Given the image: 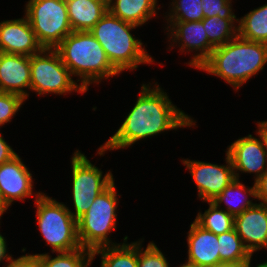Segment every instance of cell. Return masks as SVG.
Masks as SVG:
<instances>
[{"label":"cell","instance_id":"cell-37","mask_svg":"<svg viewBox=\"0 0 267 267\" xmlns=\"http://www.w3.org/2000/svg\"><path fill=\"white\" fill-rule=\"evenodd\" d=\"M8 209V206L6 205L5 201L3 200L1 193H0V218L3 215V213ZM1 220V219H0Z\"/></svg>","mask_w":267,"mask_h":267},{"label":"cell","instance_id":"cell-15","mask_svg":"<svg viewBox=\"0 0 267 267\" xmlns=\"http://www.w3.org/2000/svg\"><path fill=\"white\" fill-rule=\"evenodd\" d=\"M234 228L251 254L267 248V205L256 203L235 216Z\"/></svg>","mask_w":267,"mask_h":267},{"label":"cell","instance_id":"cell-27","mask_svg":"<svg viewBox=\"0 0 267 267\" xmlns=\"http://www.w3.org/2000/svg\"><path fill=\"white\" fill-rule=\"evenodd\" d=\"M202 0H173L168 22L201 21L204 18Z\"/></svg>","mask_w":267,"mask_h":267},{"label":"cell","instance_id":"cell-33","mask_svg":"<svg viewBox=\"0 0 267 267\" xmlns=\"http://www.w3.org/2000/svg\"><path fill=\"white\" fill-rule=\"evenodd\" d=\"M0 133V165L11 160L17 153L10 147V145L3 139Z\"/></svg>","mask_w":267,"mask_h":267},{"label":"cell","instance_id":"cell-1","mask_svg":"<svg viewBox=\"0 0 267 267\" xmlns=\"http://www.w3.org/2000/svg\"><path fill=\"white\" fill-rule=\"evenodd\" d=\"M135 106L116 133L101 145L98 154L105 151L128 148L135 142L166 130L192 127L196 121L173 105L167 93L155 83L150 88L143 84Z\"/></svg>","mask_w":267,"mask_h":267},{"label":"cell","instance_id":"cell-7","mask_svg":"<svg viewBox=\"0 0 267 267\" xmlns=\"http://www.w3.org/2000/svg\"><path fill=\"white\" fill-rule=\"evenodd\" d=\"M25 16L43 48L54 49L72 33L65 0H29Z\"/></svg>","mask_w":267,"mask_h":267},{"label":"cell","instance_id":"cell-38","mask_svg":"<svg viewBox=\"0 0 267 267\" xmlns=\"http://www.w3.org/2000/svg\"><path fill=\"white\" fill-rule=\"evenodd\" d=\"M35 267H47L39 258L35 255Z\"/></svg>","mask_w":267,"mask_h":267},{"label":"cell","instance_id":"cell-5","mask_svg":"<svg viewBox=\"0 0 267 267\" xmlns=\"http://www.w3.org/2000/svg\"><path fill=\"white\" fill-rule=\"evenodd\" d=\"M36 217L39 230L53 252H70L81 248L77 220L69 208L44 193H36Z\"/></svg>","mask_w":267,"mask_h":267},{"label":"cell","instance_id":"cell-11","mask_svg":"<svg viewBox=\"0 0 267 267\" xmlns=\"http://www.w3.org/2000/svg\"><path fill=\"white\" fill-rule=\"evenodd\" d=\"M255 138L251 134L234 141L228 146L227 154L230 157L234 175L239 179V173H256L257 181L267 171V151L263 139Z\"/></svg>","mask_w":267,"mask_h":267},{"label":"cell","instance_id":"cell-10","mask_svg":"<svg viewBox=\"0 0 267 267\" xmlns=\"http://www.w3.org/2000/svg\"><path fill=\"white\" fill-rule=\"evenodd\" d=\"M225 160L227 165L182 159L198 187V196L203 201H212L235 179L234 169L227 152Z\"/></svg>","mask_w":267,"mask_h":267},{"label":"cell","instance_id":"cell-8","mask_svg":"<svg viewBox=\"0 0 267 267\" xmlns=\"http://www.w3.org/2000/svg\"><path fill=\"white\" fill-rule=\"evenodd\" d=\"M30 71V90L37 92V95L86 92L81 84L72 79L70 70L63 64L55 49L44 48L30 56Z\"/></svg>","mask_w":267,"mask_h":267},{"label":"cell","instance_id":"cell-25","mask_svg":"<svg viewBox=\"0 0 267 267\" xmlns=\"http://www.w3.org/2000/svg\"><path fill=\"white\" fill-rule=\"evenodd\" d=\"M201 21L208 41L214 48L226 44L238 35V26H234L238 19H222L217 15L203 18Z\"/></svg>","mask_w":267,"mask_h":267},{"label":"cell","instance_id":"cell-12","mask_svg":"<svg viewBox=\"0 0 267 267\" xmlns=\"http://www.w3.org/2000/svg\"><path fill=\"white\" fill-rule=\"evenodd\" d=\"M43 49L26 16L0 22V52L32 56Z\"/></svg>","mask_w":267,"mask_h":267},{"label":"cell","instance_id":"cell-21","mask_svg":"<svg viewBox=\"0 0 267 267\" xmlns=\"http://www.w3.org/2000/svg\"><path fill=\"white\" fill-rule=\"evenodd\" d=\"M93 259L101 254L100 267H138V241L110 245L92 251Z\"/></svg>","mask_w":267,"mask_h":267},{"label":"cell","instance_id":"cell-36","mask_svg":"<svg viewBox=\"0 0 267 267\" xmlns=\"http://www.w3.org/2000/svg\"><path fill=\"white\" fill-rule=\"evenodd\" d=\"M249 264H235L230 262H219L210 267H247Z\"/></svg>","mask_w":267,"mask_h":267},{"label":"cell","instance_id":"cell-20","mask_svg":"<svg viewBox=\"0 0 267 267\" xmlns=\"http://www.w3.org/2000/svg\"><path fill=\"white\" fill-rule=\"evenodd\" d=\"M241 193H243L242 198ZM248 197H253L255 200V183L253 187L246 188V186L242 184L239 179L235 178L217 197L212 200V202H214L218 207H221L222 202H225L227 206L226 211L235 217L241 214L244 210L255 205V203H253L252 200L250 201ZM233 198L236 199V202H239V205H235V200Z\"/></svg>","mask_w":267,"mask_h":267},{"label":"cell","instance_id":"cell-22","mask_svg":"<svg viewBox=\"0 0 267 267\" xmlns=\"http://www.w3.org/2000/svg\"><path fill=\"white\" fill-rule=\"evenodd\" d=\"M238 23L241 38L267 44V4L250 11Z\"/></svg>","mask_w":267,"mask_h":267},{"label":"cell","instance_id":"cell-13","mask_svg":"<svg viewBox=\"0 0 267 267\" xmlns=\"http://www.w3.org/2000/svg\"><path fill=\"white\" fill-rule=\"evenodd\" d=\"M171 31L168 35L172 42H178L180 44V50L186 51H199L198 54H194V57L189 61L188 65L194 68H199L210 56L214 47L209 43L208 36L203 27L202 21H190V22H169ZM181 41V42H180ZM183 42V43H182Z\"/></svg>","mask_w":267,"mask_h":267},{"label":"cell","instance_id":"cell-34","mask_svg":"<svg viewBox=\"0 0 267 267\" xmlns=\"http://www.w3.org/2000/svg\"><path fill=\"white\" fill-rule=\"evenodd\" d=\"M258 123V132L257 134H259L261 136V138L263 139L264 145H265V149L267 151V121H259Z\"/></svg>","mask_w":267,"mask_h":267},{"label":"cell","instance_id":"cell-19","mask_svg":"<svg viewBox=\"0 0 267 267\" xmlns=\"http://www.w3.org/2000/svg\"><path fill=\"white\" fill-rule=\"evenodd\" d=\"M157 0H112L108 10L124 22L142 26L156 15Z\"/></svg>","mask_w":267,"mask_h":267},{"label":"cell","instance_id":"cell-3","mask_svg":"<svg viewBox=\"0 0 267 267\" xmlns=\"http://www.w3.org/2000/svg\"><path fill=\"white\" fill-rule=\"evenodd\" d=\"M54 49L71 74L79 76L77 82L81 80L80 84L86 91L89 84L100 83L104 78L108 79L119 74L90 31H73Z\"/></svg>","mask_w":267,"mask_h":267},{"label":"cell","instance_id":"cell-14","mask_svg":"<svg viewBox=\"0 0 267 267\" xmlns=\"http://www.w3.org/2000/svg\"><path fill=\"white\" fill-rule=\"evenodd\" d=\"M32 174L17 154L0 165V193L6 205L33 195Z\"/></svg>","mask_w":267,"mask_h":267},{"label":"cell","instance_id":"cell-4","mask_svg":"<svg viewBox=\"0 0 267 267\" xmlns=\"http://www.w3.org/2000/svg\"><path fill=\"white\" fill-rule=\"evenodd\" d=\"M136 27L138 26L124 22L108 10L90 30L119 73L127 69L135 70L139 64L154 61L143 48L141 40L130 33Z\"/></svg>","mask_w":267,"mask_h":267},{"label":"cell","instance_id":"cell-29","mask_svg":"<svg viewBox=\"0 0 267 267\" xmlns=\"http://www.w3.org/2000/svg\"><path fill=\"white\" fill-rule=\"evenodd\" d=\"M26 99L14 93L0 92V126L9 123Z\"/></svg>","mask_w":267,"mask_h":267},{"label":"cell","instance_id":"cell-32","mask_svg":"<svg viewBox=\"0 0 267 267\" xmlns=\"http://www.w3.org/2000/svg\"><path fill=\"white\" fill-rule=\"evenodd\" d=\"M9 263L6 267H35V255L26 254L17 259L11 256L8 260Z\"/></svg>","mask_w":267,"mask_h":267},{"label":"cell","instance_id":"cell-2","mask_svg":"<svg viewBox=\"0 0 267 267\" xmlns=\"http://www.w3.org/2000/svg\"><path fill=\"white\" fill-rule=\"evenodd\" d=\"M266 63L267 44L237 35L226 44L215 47L198 69L222 78L238 90L248 79L263 70Z\"/></svg>","mask_w":267,"mask_h":267},{"label":"cell","instance_id":"cell-40","mask_svg":"<svg viewBox=\"0 0 267 267\" xmlns=\"http://www.w3.org/2000/svg\"><path fill=\"white\" fill-rule=\"evenodd\" d=\"M247 267H251V265L249 264ZM257 267H267V261H265L264 263L258 264Z\"/></svg>","mask_w":267,"mask_h":267},{"label":"cell","instance_id":"cell-28","mask_svg":"<svg viewBox=\"0 0 267 267\" xmlns=\"http://www.w3.org/2000/svg\"><path fill=\"white\" fill-rule=\"evenodd\" d=\"M142 242L138 241V267H169L166 257L154 242L148 243L145 250Z\"/></svg>","mask_w":267,"mask_h":267},{"label":"cell","instance_id":"cell-9","mask_svg":"<svg viewBox=\"0 0 267 267\" xmlns=\"http://www.w3.org/2000/svg\"><path fill=\"white\" fill-rule=\"evenodd\" d=\"M71 168L75 212L70 209L69 212L78 220L88 211L96 197L114 182V179L110 170L103 177L102 170L93 165L79 150L73 154Z\"/></svg>","mask_w":267,"mask_h":267},{"label":"cell","instance_id":"cell-30","mask_svg":"<svg viewBox=\"0 0 267 267\" xmlns=\"http://www.w3.org/2000/svg\"><path fill=\"white\" fill-rule=\"evenodd\" d=\"M231 3V0H202L204 18L218 15L222 19H236Z\"/></svg>","mask_w":267,"mask_h":267},{"label":"cell","instance_id":"cell-18","mask_svg":"<svg viewBox=\"0 0 267 267\" xmlns=\"http://www.w3.org/2000/svg\"><path fill=\"white\" fill-rule=\"evenodd\" d=\"M72 31H90L108 11L99 0H65Z\"/></svg>","mask_w":267,"mask_h":267},{"label":"cell","instance_id":"cell-17","mask_svg":"<svg viewBox=\"0 0 267 267\" xmlns=\"http://www.w3.org/2000/svg\"><path fill=\"white\" fill-rule=\"evenodd\" d=\"M188 261L200 267H210L220 262L217 235L203 229L195 221L187 233Z\"/></svg>","mask_w":267,"mask_h":267},{"label":"cell","instance_id":"cell-31","mask_svg":"<svg viewBox=\"0 0 267 267\" xmlns=\"http://www.w3.org/2000/svg\"><path fill=\"white\" fill-rule=\"evenodd\" d=\"M256 187V199L260 204L267 205V171L254 182Z\"/></svg>","mask_w":267,"mask_h":267},{"label":"cell","instance_id":"cell-24","mask_svg":"<svg viewBox=\"0 0 267 267\" xmlns=\"http://www.w3.org/2000/svg\"><path fill=\"white\" fill-rule=\"evenodd\" d=\"M209 208L202 214L199 212L194 220L203 229L216 235L226 233L234 229L235 217L224 208L218 207L214 202L208 201Z\"/></svg>","mask_w":267,"mask_h":267},{"label":"cell","instance_id":"cell-41","mask_svg":"<svg viewBox=\"0 0 267 267\" xmlns=\"http://www.w3.org/2000/svg\"><path fill=\"white\" fill-rule=\"evenodd\" d=\"M99 1H101L104 4H106L107 6H109L112 0H99Z\"/></svg>","mask_w":267,"mask_h":267},{"label":"cell","instance_id":"cell-35","mask_svg":"<svg viewBox=\"0 0 267 267\" xmlns=\"http://www.w3.org/2000/svg\"><path fill=\"white\" fill-rule=\"evenodd\" d=\"M5 238L0 234V262L6 259V261L11 257L7 254V245Z\"/></svg>","mask_w":267,"mask_h":267},{"label":"cell","instance_id":"cell-26","mask_svg":"<svg viewBox=\"0 0 267 267\" xmlns=\"http://www.w3.org/2000/svg\"><path fill=\"white\" fill-rule=\"evenodd\" d=\"M35 255L47 267H88L93 262L92 251L82 247L70 252H57L54 258L48 253Z\"/></svg>","mask_w":267,"mask_h":267},{"label":"cell","instance_id":"cell-16","mask_svg":"<svg viewBox=\"0 0 267 267\" xmlns=\"http://www.w3.org/2000/svg\"><path fill=\"white\" fill-rule=\"evenodd\" d=\"M31 71L30 56L0 52V92L29 97Z\"/></svg>","mask_w":267,"mask_h":267},{"label":"cell","instance_id":"cell-23","mask_svg":"<svg viewBox=\"0 0 267 267\" xmlns=\"http://www.w3.org/2000/svg\"><path fill=\"white\" fill-rule=\"evenodd\" d=\"M220 262L251 264L252 254L245 247L235 228L217 235Z\"/></svg>","mask_w":267,"mask_h":267},{"label":"cell","instance_id":"cell-6","mask_svg":"<svg viewBox=\"0 0 267 267\" xmlns=\"http://www.w3.org/2000/svg\"><path fill=\"white\" fill-rule=\"evenodd\" d=\"M115 183L100 193L88 211L78 220V239L82 248L94 251L111 243L109 233L116 229V209L118 205Z\"/></svg>","mask_w":267,"mask_h":267},{"label":"cell","instance_id":"cell-39","mask_svg":"<svg viewBox=\"0 0 267 267\" xmlns=\"http://www.w3.org/2000/svg\"><path fill=\"white\" fill-rule=\"evenodd\" d=\"M179 267H200V266L187 260V262H185L183 265H180Z\"/></svg>","mask_w":267,"mask_h":267}]
</instances>
